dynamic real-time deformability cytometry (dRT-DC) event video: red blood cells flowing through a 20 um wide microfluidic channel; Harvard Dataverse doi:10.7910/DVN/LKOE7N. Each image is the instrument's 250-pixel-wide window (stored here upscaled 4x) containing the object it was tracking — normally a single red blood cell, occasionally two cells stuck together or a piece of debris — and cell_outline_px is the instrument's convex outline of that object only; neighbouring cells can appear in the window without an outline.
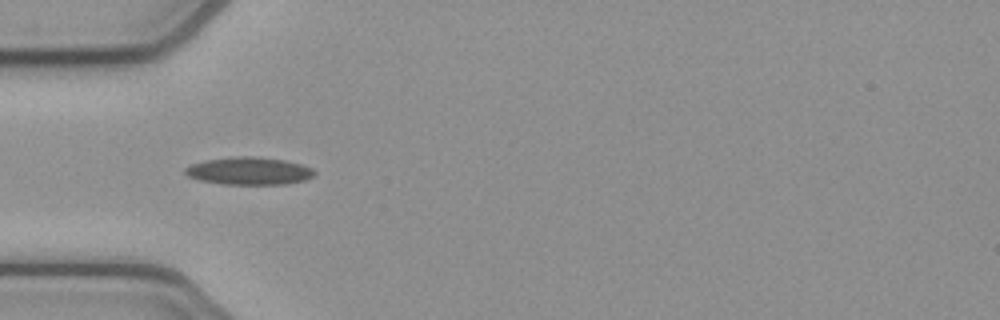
{"species": "common noctule bat (a hibernating species)", "species_latin": "Nyctalus noctula", "temperature_condition": "cold", "stored_images_in_passage": 52, "camera_frame_rate_fps": 3000, "um_per_image_px": 0.085, "animal": {"sex": "female", "body_mass_g": 21.9}, "frame": {"image": 1, "passage_image": 16, "time_ms": 5.0, "image_size_px": [1000, 320], "cell_outline_px": [[316, 172], [312, 176], [304, 180], [284, 184], [220, 184], [200, 180], [188, 176], [184, 172], [184, 168], [192, 164], [204, 160], [236, 156], [256, 156], [284, 160], [300, 164], [312, 168]], "centroid_in_image_um": [21.14, 14.52], "position_along_channel_um": 63.9, "area_um2": 20.75}}
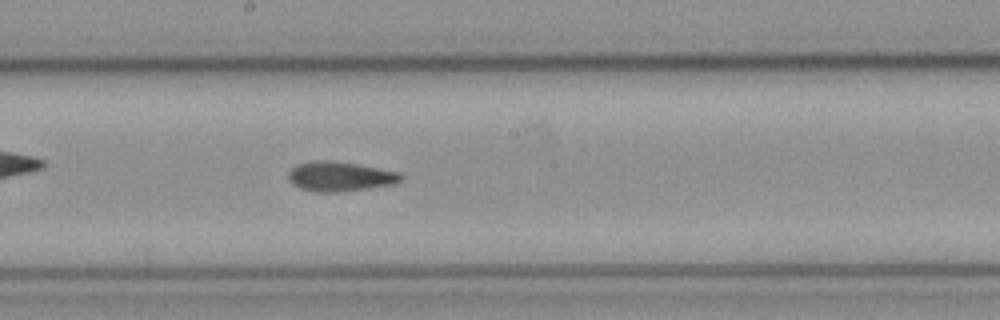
{"frame": {"image": 2, "passage_image": 28, "time_ms": 9.0, "image_size_px": [1000, 320], "cell_outline_px": [[404, 176], [396, 184], [340, 192], [312, 192], [300, 188], [292, 184], [288, 180], [288, 172], [296, 164], [312, 160], [328, 160], [356, 164], [400, 172]], "centroid_in_image_um": [28.87, 15.0], "position_along_channel_um": 219.3, "area_um2": 19.65}}
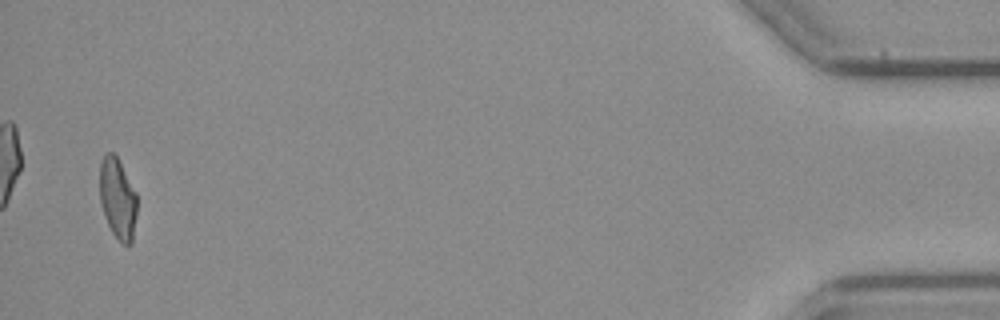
{"frame": {"image": 3, "passage_image": 51, "time_ms": 16.667, "image_size_px": [1000, 320], "cell_outline_px": [[136, 216], [132, 244], [120, 244], [112, 232], [104, 216], [100, 200], [100, 160], [108, 152], [112, 152], [116, 156], [136, 192]], "centroid_in_image_um": [10.0, 16.91], "position_along_channel_um": 425.2, "area_um2": 17.51}, "authors_computed_cell_mechanics": {"area_um2": 18.9584, "velocity_mm_per_s": 3.8826, "shape_relaxation_time_tau1_ms": null, "shape_relaxation_time_tau2_ms": 3.3064, "deformation_change_tau1": null, "deformation_change_tau2": 0.1017}}